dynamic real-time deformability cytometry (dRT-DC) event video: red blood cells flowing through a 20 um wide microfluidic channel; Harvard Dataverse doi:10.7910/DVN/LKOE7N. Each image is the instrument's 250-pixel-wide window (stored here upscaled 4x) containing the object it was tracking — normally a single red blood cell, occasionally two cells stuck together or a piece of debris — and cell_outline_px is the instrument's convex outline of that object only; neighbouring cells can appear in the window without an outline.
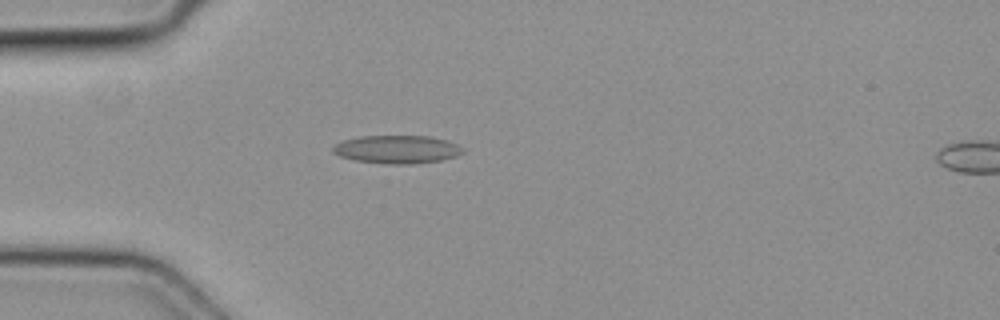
{"species": "common noctule bat (a hibernating species)", "species_latin": "Nyctalus noctula", "temperature_condition": "cold", "stored_images_in_passage": 4, "camera_frame_rate_fps": 3000, "um_per_image_px": 0.085, "animal": {"sex": "female", "body_mass_g": 19.3, "forearm_length_mm": 54.1}, "frame": {"image": 1, "passage_image": 3, "time_ms": 0.667, "image_size_px": [1000, 320], "cell_outline_px": [[464, 152], [456, 156], [440, 160], [412, 164], [388, 164], [356, 160], [340, 156], [332, 152], [332, 148], [336, 144], [344, 140], [360, 136], [428, 136], [444, 140], [456, 144], [464, 148]], "centroid_in_image_um": [33.74, 12.7], "position_along_channel_um": 51.3, "area_um2": 21.1}}